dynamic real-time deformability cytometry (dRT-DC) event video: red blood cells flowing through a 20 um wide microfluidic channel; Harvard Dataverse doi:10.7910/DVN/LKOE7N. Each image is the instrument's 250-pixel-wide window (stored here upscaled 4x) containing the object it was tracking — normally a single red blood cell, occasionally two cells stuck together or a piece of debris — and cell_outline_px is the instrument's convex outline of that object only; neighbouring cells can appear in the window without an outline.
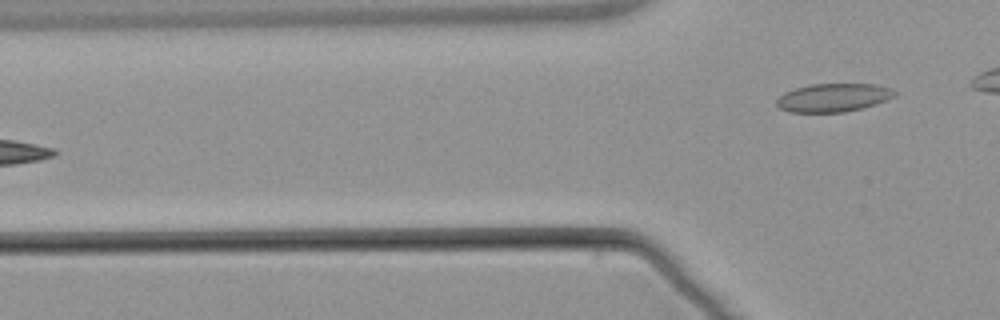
{"species": "common noctule bat (a hibernating species)", "species_latin": "Nyctalus noctula", "temperature_condition": "warm", "stored_images_in_passage": 6, "camera_frame_rate_fps": 3000, "um_per_image_px": 0.085, "animal": {"sex": "male", "body_mass_g": 21.5, "forearm_length_mm": 52.0}, "frame": {"image": 1, "passage_image": 6, "time_ms": 7.0, "image_size_px": [1000, 320], "cell_outline_px": [[900, 92], [896, 96], [876, 104], [864, 108], [844, 112], [788, 112], [780, 108], [776, 104], [776, 100], [784, 92], [796, 88], [812, 84], [876, 84], [892, 88]], "centroid_in_image_um": [70.89, 8.3], "position_along_channel_um": 54.9, "area_um2": 19.71}}